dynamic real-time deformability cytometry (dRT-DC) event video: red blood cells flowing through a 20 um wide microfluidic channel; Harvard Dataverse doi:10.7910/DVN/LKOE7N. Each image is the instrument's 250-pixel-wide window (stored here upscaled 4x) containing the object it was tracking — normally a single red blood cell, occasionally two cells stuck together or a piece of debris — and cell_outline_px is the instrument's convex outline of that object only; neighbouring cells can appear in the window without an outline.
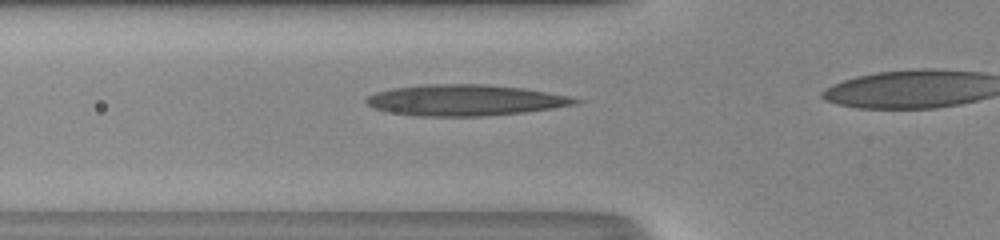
{"species": "human", "species_latin": "Homo sapiens", "temperature_condition": "room temperature", "stored_images_in_passage": 35, "camera_frame_rate_fps": 3000, "um_per_image_px": 0.085, "donor": {"sex": "male"}, "frame": {"image": 1, "passage_image": 13, "time_ms": 4.0, "image_size_px": [1000, 240], "cell_outline_px": [[584, 100], [576, 104], [552, 108], [524, 112], [488, 116], [416, 116], [388, 112], [372, 108], [364, 100], [368, 96], [376, 92], [392, 88], [428, 84], [484, 84], [524, 88], [548, 92], [568, 96]], "centroid_in_image_um": [39.52, 8.52], "position_along_channel_um": 86.3, "area_um2": 37.92}}
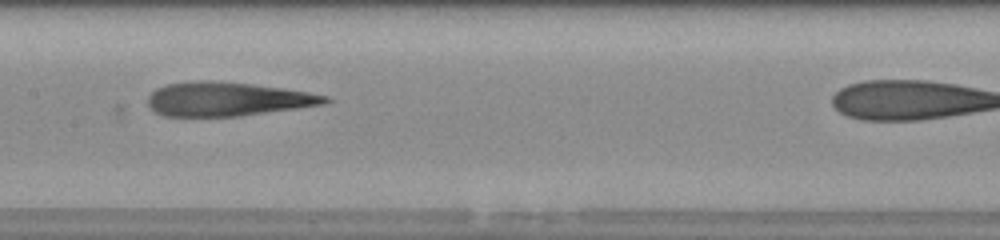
{"frame": {"image": 2, "passage_image": 20, "time_ms": 6.333, "image_size_px": [1000, 240], "cell_outline_px": [[332, 100], [324, 104], [240, 116], [164, 116], [156, 112], [148, 104], [148, 96], [156, 88], [164, 84], [196, 80], [212, 80], [252, 84], [308, 92], [328, 96]], "centroid_in_image_um": [19.29, 8.41], "position_along_channel_um": 188.1, "area_um2": 34.97}}
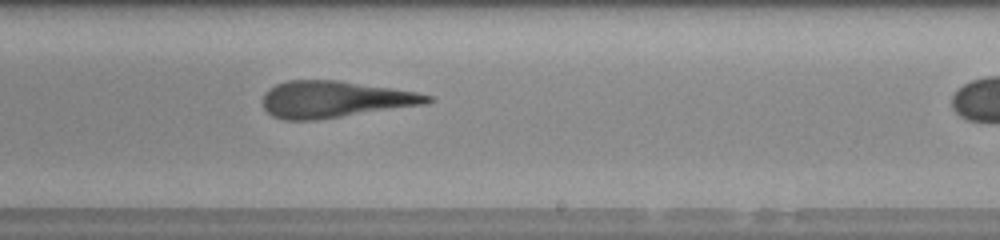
{"frame": {"image": 3, "passage_image": 25, "time_ms": 8.0, "image_size_px": [1000, 240], "cell_outline_px": [[436, 100], [428, 104], [316, 120], [284, 120], [272, 116], [264, 108], [264, 92], [268, 88], [276, 84], [288, 80], [336, 80], [392, 88], [416, 92], [432, 96]], "centroid_in_image_um": [28.47, 8.45], "position_along_channel_um": 260.5, "area_um2": 35.26}}